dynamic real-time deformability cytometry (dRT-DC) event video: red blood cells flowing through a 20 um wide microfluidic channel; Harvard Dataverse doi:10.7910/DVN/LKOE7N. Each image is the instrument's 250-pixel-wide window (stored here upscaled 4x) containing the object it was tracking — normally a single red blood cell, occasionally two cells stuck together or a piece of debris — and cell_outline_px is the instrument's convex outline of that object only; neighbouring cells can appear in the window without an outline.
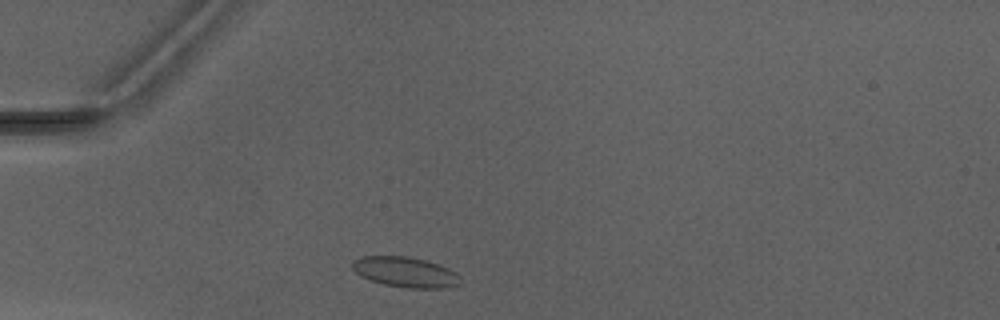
{"species": "Egyptian fruit bat (a non-hibernating species)", "species_latin": "Rousettus aegyptiacus", "temperature_condition": "warm", "stored_images_in_passage": 2, "camera_frame_rate_fps": 3000, "um_per_image_px": 0.085, "animal": {"sex": "male"}, "frame": {"image": 1, "passage_image": 1, "time_ms": 0.0, "image_size_px": [1000, 320], "cell_outline_px": [[460, 284], [444, 288], [408, 288], [384, 284], [360, 276], [352, 268], [352, 264], [356, 260], [364, 256], [408, 256], [424, 260], [448, 268], [456, 272], [460, 276]], "centroid_in_image_um": [34.48, 23.13], "position_along_channel_um": 50.5, "area_um2": 18.84}}